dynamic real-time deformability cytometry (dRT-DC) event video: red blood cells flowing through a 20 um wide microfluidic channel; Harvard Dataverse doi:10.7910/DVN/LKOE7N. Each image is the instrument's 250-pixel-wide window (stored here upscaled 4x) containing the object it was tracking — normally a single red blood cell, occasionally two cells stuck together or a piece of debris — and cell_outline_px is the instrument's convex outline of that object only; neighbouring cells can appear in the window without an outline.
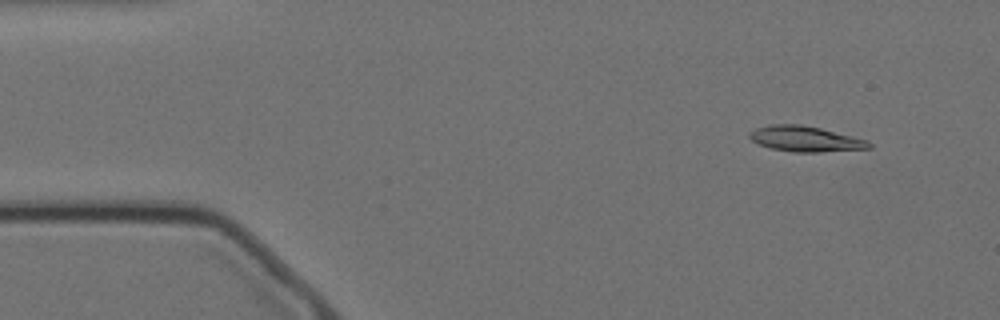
{"species": "Egyptian fruit bat (a non-hibernating species)", "species_latin": "Rousettus aegyptiacus", "temperature_condition": "cold", "stored_images_in_passage": 13, "camera_frame_rate_fps": 3000, "um_per_image_px": 0.085, "animal": {"sex": "female"}, "frame": {"image": 1, "passage_image": 5, "time_ms": 1.333, "image_size_px": [1000, 320], "cell_outline_px": [[872, 148], [820, 152], [792, 152], [772, 148], [760, 144], [752, 140], [748, 136], [748, 132], [756, 128], [768, 124], [800, 124], [820, 128], [868, 140], [872, 144]], "centroid_in_image_um": [68.45, 11.8], "position_along_channel_um": 16.5, "area_um2": 17.74}}